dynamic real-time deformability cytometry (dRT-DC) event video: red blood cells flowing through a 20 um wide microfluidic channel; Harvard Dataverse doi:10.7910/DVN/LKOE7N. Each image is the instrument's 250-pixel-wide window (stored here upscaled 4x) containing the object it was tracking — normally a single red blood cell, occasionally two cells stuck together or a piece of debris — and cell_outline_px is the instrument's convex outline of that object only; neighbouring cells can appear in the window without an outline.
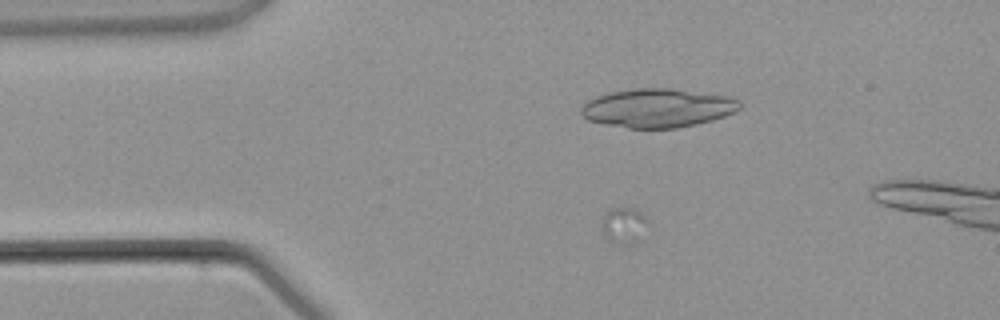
{"species": "common noctule bat (a hibernating species)", "species_latin": "Nyctalus noctula", "temperature_condition": "warm", "stored_images_in_passage": 3, "camera_frame_rate_fps": 3000, "um_per_image_px": 0.085, "animal": {"sex": "male", "body_mass_g": 21.5, "forearm_length_mm": 52.0}, "frame": {"image": 1, "passage_image": 2, "time_ms": 1.333, "image_size_px": [1000, 320], "cell_outline_px": [[652, 228], [640, 244], [612, 244], [604, 236], [600, 224], [604, 212], [608, 208], [632, 208], [640, 212], [648, 220]], "centroid_in_image_um": [53.1, 19.22], "position_along_channel_um": 31.9, "area_um2": 10.81}}